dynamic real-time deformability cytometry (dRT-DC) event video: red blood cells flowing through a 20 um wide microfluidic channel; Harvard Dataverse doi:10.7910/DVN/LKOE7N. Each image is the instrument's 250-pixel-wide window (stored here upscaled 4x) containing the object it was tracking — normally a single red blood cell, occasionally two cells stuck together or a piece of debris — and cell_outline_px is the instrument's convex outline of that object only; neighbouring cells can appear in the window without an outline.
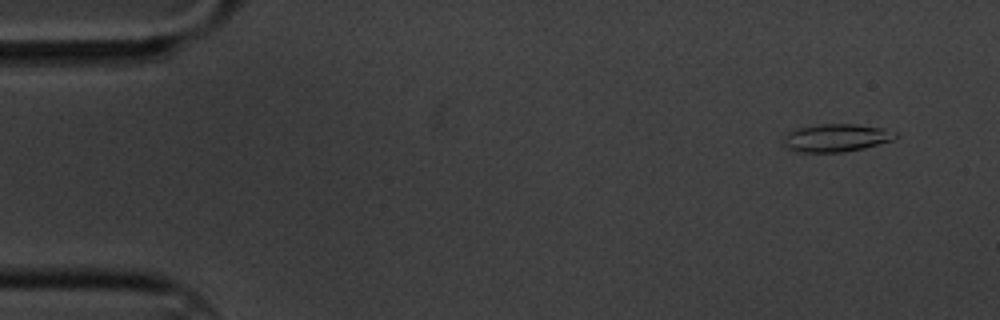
{"species": "common noctule bat (a hibernating species)", "species_latin": "Nyctalus noctula", "temperature_condition": "cold", "stored_images_in_passage": 5, "camera_frame_rate_fps": 3000, "um_per_image_px": 0.085, "animal": {"sex": "male", "body_mass_g": 20.1, "forearm_length_mm": 53.5}, "frame": {"image": 1, "passage_image": 1, "time_ms": 0.0, "image_size_px": [1000, 320], "cell_outline_px": [[900, 136], [896, 140], [864, 148], [844, 152], [796, 152], [784, 148], [784, 136], [788, 132], [796, 128], [820, 124], [856, 124], [884, 128], [896, 132]], "centroid_in_image_um": [71.11, 11.72], "position_along_channel_um": 13.9, "area_um2": 18.55}}